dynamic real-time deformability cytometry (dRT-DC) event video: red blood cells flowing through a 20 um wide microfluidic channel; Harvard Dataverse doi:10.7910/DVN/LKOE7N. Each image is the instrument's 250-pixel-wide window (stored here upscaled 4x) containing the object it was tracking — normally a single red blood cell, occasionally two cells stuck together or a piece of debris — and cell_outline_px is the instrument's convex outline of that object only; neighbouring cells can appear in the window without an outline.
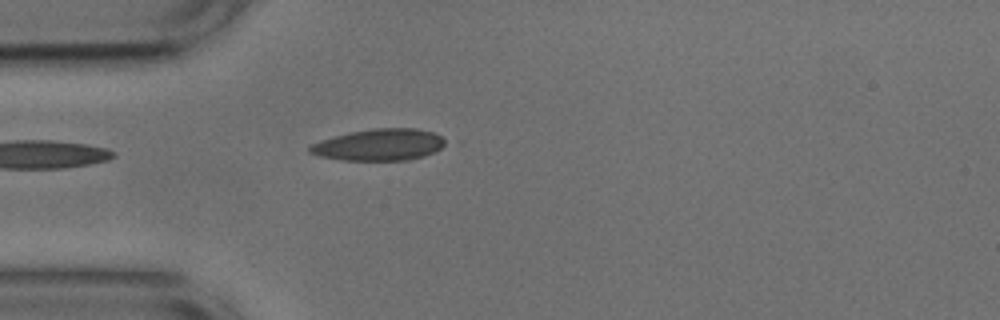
{"species": "common noctule bat (a hibernating species)", "species_latin": "Nyctalus noctula", "temperature_condition": "cold", "stored_images_in_passage": 14, "camera_frame_rate_fps": 3000, "um_per_image_px": 0.085, "animal": {"sex": "male", "body_mass_g": 17.9, "forearm_length_mm": 54.2}, "frame": {"image": 1, "passage_image": 1, "time_ms": 0.0, "image_size_px": [1000, 320], "cell_outline_px": [[448, 144], [424, 156], [408, 160], [344, 160], [320, 156], [308, 152], [308, 144], [320, 140], [352, 132], [372, 128], [416, 128], [432, 132], [440, 136]], "centroid_in_image_um": [32.22, 12.3], "position_along_channel_um": 52.8, "area_um2": 24.91}}